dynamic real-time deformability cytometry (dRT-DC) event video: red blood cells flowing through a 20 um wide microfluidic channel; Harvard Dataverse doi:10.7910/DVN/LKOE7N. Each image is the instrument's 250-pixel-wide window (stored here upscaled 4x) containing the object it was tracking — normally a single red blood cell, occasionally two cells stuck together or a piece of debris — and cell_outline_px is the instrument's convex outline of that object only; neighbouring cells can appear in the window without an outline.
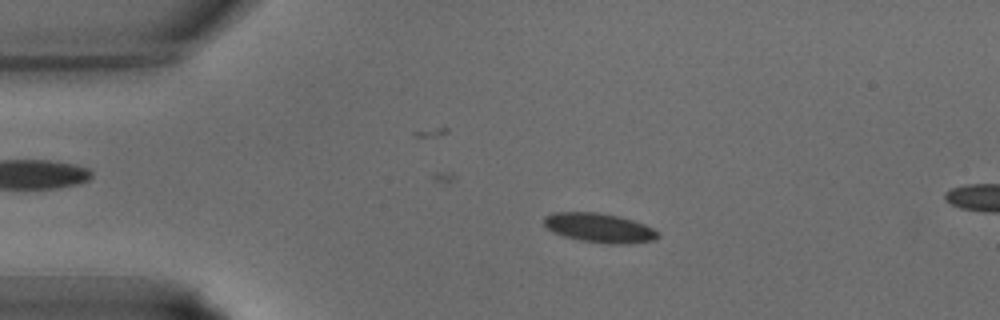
{"species": "common noctule bat (a hibernating species)", "species_latin": "Nyctalus noctula", "temperature_condition": "warm", "stored_images_in_passage": 11, "camera_frame_rate_fps": 3000, "um_per_image_px": 0.085, "animal": {"sex": "male", "body_mass_g": 15.6}, "frame": {"image": 1, "passage_image": 7, "time_ms": 2.0, "image_size_px": [1000, 320], "cell_outline_px": [[660, 236], [652, 240], [628, 244], [608, 244], [580, 240], [564, 236], [552, 232], [544, 224], [544, 216], [556, 212], [596, 212], [616, 216], [632, 220], [644, 224], [660, 232]], "centroid_in_image_um": [50.94, 19.37], "position_along_channel_um": 34.1, "area_um2": 19.36}}